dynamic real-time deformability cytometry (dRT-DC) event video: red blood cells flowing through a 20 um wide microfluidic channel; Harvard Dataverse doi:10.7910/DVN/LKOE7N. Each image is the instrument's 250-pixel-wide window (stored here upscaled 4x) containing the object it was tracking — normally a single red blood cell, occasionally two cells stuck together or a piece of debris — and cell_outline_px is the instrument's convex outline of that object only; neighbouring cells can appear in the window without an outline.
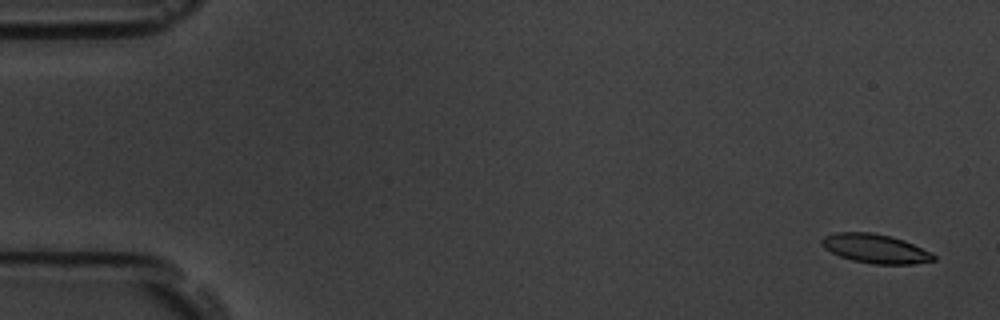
{"species": "common noctule bat (a hibernating species)", "species_latin": "Nyctalus noctula", "temperature_condition": "room temperature", "stored_images_in_passage": 6, "camera_frame_rate_fps": 3000, "um_per_image_px": 0.085, "animal": {"sex": "male", "body_mass_g": 19.5, "forearm_length_mm": 54.6}, "frame": {"image": 1, "passage_image": 1, "time_ms": 0.0, "image_size_px": [1000, 320], "cell_outline_px": [[936, 260], [916, 264], [876, 264], [852, 260], [840, 256], [824, 248], [820, 244], [820, 240], [824, 236], [836, 232], [872, 232], [892, 236], [904, 240], [932, 252], [936, 256]], "centroid_in_image_um": [74.42, 21.12], "position_along_channel_um": 10.6, "area_um2": 19.13}}
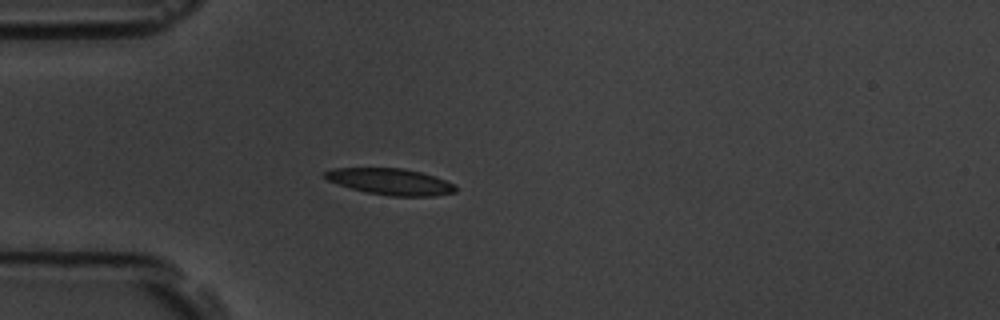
{"frame": {"image": 2, "passage_image": 5, "time_ms": 4.667, "image_size_px": [1000, 320], "cell_outline_px": [[456, 192], [436, 196], [388, 196], [364, 192], [328, 180], [324, 176], [324, 172], [332, 168], [404, 168], [420, 172], [456, 184]], "centroid_in_image_um": [33.21, 15.44], "position_along_channel_um": 51.8, "area_um2": 20.0}}